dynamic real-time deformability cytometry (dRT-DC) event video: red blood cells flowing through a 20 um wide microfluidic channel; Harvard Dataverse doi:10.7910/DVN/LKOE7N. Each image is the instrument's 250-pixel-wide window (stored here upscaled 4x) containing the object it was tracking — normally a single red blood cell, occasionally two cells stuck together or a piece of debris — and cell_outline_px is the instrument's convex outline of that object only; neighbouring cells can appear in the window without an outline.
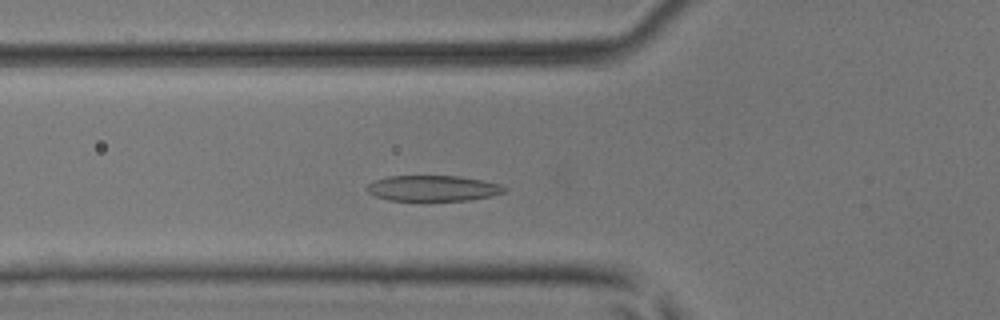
{"species": "common noctule bat (a hibernating species)", "species_latin": "Nyctalus noctula", "temperature_condition": "room temperature", "stored_images_in_passage": 45, "camera_frame_rate_fps": 3000, "um_per_image_px": 0.085, "animal": {"sex": "male", "body_mass_g": 17.9, "forearm_length_mm": 54.2}, "frame": {"image": 1, "passage_image": 13, "time_ms": 4.0, "image_size_px": [1000, 320], "cell_outline_px": [[508, 188], [504, 192], [492, 196], [468, 200], [428, 204], [388, 200], [376, 196], [368, 192], [364, 188], [368, 184], [376, 180], [388, 176], [460, 176], [484, 180], [500, 184]], "centroid_in_image_um": [36.8, 16.05], "position_along_channel_um": 89.0, "area_um2": 21.73}}
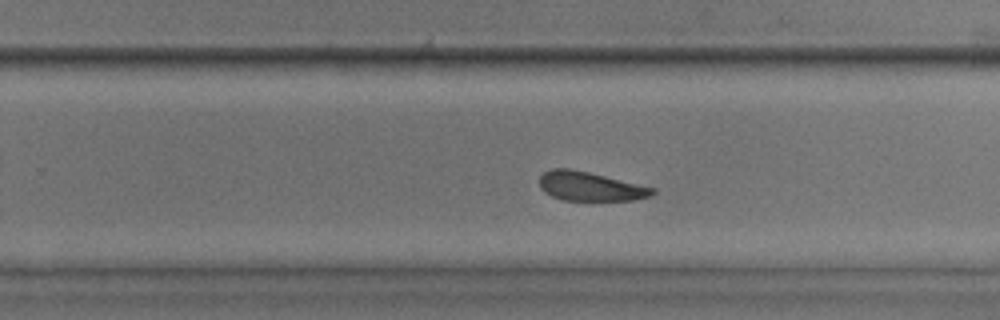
{"frame": {"image": 2, "passage_image": 27, "time_ms": 8.667, "image_size_px": [1000, 320], "cell_outline_px": [[656, 192], [652, 196], [632, 200], [560, 200], [544, 192], [540, 188], [540, 176], [544, 172], [552, 168], [568, 168], [588, 172], [656, 188]], "centroid_in_image_um": [50.16, 15.84], "position_along_channel_um": 279.6, "area_um2": 19.13}}
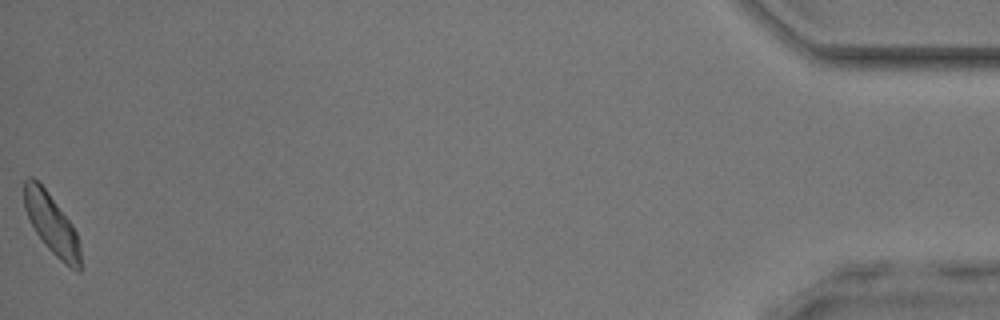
{"frame": {"image": 3, "passage_image": 45, "time_ms": 14.667, "image_size_px": [1000, 320], "cell_outline_px": [[80, 272], [76, 272], [60, 260], [44, 244], [36, 232], [24, 208], [24, 180], [28, 176], [32, 176], [48, 192], [72, 224], [76, 232], [80, 244]], "centroid_in_image_um": [4.39, 19.04], "position_along_channel_um": 430.8, "area_um2": 19.54}, "authors_computed_cell_mechanics": {"area_um2": 20.6346, "velocity_mm_per_s": 4.0968, "shape_relaxation_time_tau1_ms": 2.9805, "shape_relaxation_time_tau2_ms": 2.8792, "deformation_change_tau1": 0.111, "deformation_change_tau2": 0.1128}}